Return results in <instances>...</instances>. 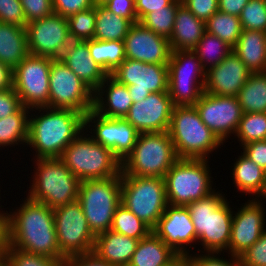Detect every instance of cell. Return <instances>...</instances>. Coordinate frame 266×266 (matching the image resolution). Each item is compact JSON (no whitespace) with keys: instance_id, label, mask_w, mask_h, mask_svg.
I'll return each mask as SVG.
<instances>
[{"instance_id":"obj_1","label":"cell","mask_w":266,"mask_h":266,"mask_svg":"<svg viewBox=\"0 0 266 266\" xmlns=\"http://www.w3.org/2000/svg\"><path fill=\"white\" fill-rule=\"evenodd\" d=\"M23 193L22 203L6 210L8 245L63 261L65 257L59 250L53 208L25 197Z\"/></svg>"},{"instance_id":"obj_2","label":"cell","mask_w":266,"mask_h":266,"mask_svg":"<svg viewBox=\"0 0 266 266\" xmlns=\"http://www.w3.org/2000/svg\"><path fill=\"white\" fill-rule=\"evenodd\" d=\"M83 131L82 113L70 109L32 108L26 150L30 148L31 159L60 158L64 149Z\"/></svg>"},{"instance_id":"obj_3","label":"cell","mask_w":266,"mask_h":266,"mask_svg":"<svg viewBox=\"0 0 266 266\" xmlns=\"http://www.w3.org/2000/svg\"><path fill=\"white\" fill-rule=\"evenodd\" d=\"M222 191L216 189L209 196L186 205L197 236L195 252L228 254L235 205H230L234 202Z\"/></svg>"},{"instance_id":"obj_4","label":"cell","mask_w":266,"mask_h":266,"mask_svg":"<svg viewBox=\"0 0 266 266\" xmlns=\"http://www.w3.org/2000/svg\"><path fill=\"white\" fill-rule=\"evenodd\" d=\"M29 161L33 170L32 174H26L31 176L28 177L31 183H27L25 196L53 209L78 200L81 181L59 158H29Z\"/></svg>"},{"instance_id":"obj_5","label":"cell","mask_w":266,"mask_h":266,"mask_svg":"<svg viewBox=\"0 0 266 266\" xmlns=\"http://www.w3.org/2000/svg\"><path fill=\"white\" fill-rule=\"evenodd\" d=\"M168 133L178 158L212 161L210 154L226 146L203 123L195 106H174Z\"/></svg>"},{"instance_id":"obj_6","label":"cell","mask_w":266,"mask_h":266,"mask_svg":"<svg viewBox=\"0 0 266 266\" xmlns=\"http://www.w3.org/2000/svg\"><path fill=\"white\" fill-rule=\"evenodd\" d=\"M82 182L121 175L122 163L110 149L95 142L85 130L63 151L59 158Z\"/></svg>"},{"instance_id":"obj_7","label":"cell","mask_w":266,"mask_h":266,"mask_svg":"<svg viewBox=\"0 0 266 266\" xmlns=\"http://www.w3.org/2000/svg\"><path fill=\"white\" fill-rule=\"evenodd\" d=\"M209 163L208 159L179 158L164 177L168 204L186 206L220 188L213 182Z\"/></svg>"},{"instance_id":"obj_8","label":"cell","mask_w":266,"mask_h":266,"mask_svg":"<svg viewBox=\"0 0 266 266\" xmlns=\"http://www.w3.org/2000/svg\"><path fill=\"white\" fill-rule=\"evenodd\" d=\"M178 159L168 131L140 133L134 149L122 162L121 175L164 178Z\"/></svg>"},{"instance_id":"obj_9","label":"cell","mask_w":266,"mask_h":266,"mask_svg":"<svg viewBox=\"0 0 266 266\" xmlns=\"http://www.w3.org/2000/svg\"><path fill=\"white\" fill-rule=\"evenodd\" d=\"M78 201L95 236L110 230L116 208L121 204V175L82 181Z\"/></svg>"},{"instance_id":"obj_10","label":"cell","mask_w":266,"mask_h":266,"mask_svg":"<svg viewBox=\"0 0 266 266\" xmlns=\"http://www.w3.org/2000/svg\"><path fill=\"white\" fill-rule=\"evenodd\" d=\"M121 204L153 229L168 206L165 179L121 175Z\"/></svg>"},{"instance_id":"obj_11","label":"cell","mask_w":266,"mask_h":266,"mask_svg":"<svg viewBox=\"0 0 266 266\" xmlns=\"http://www.w3.org/2000/svg\"><path fill=\"white\" fill-rule=\"evenodd\" d=\"M168 92L174 106H194L204 92L206 70L192 50L172 51Z\"/></svg>"},{"instance_id":"obj_12","label":"cell","mask_w":266,"mask_h":266,"mask_svg":"<svg viewBox=\"0 0 266 266\" xmlns=\"http://www.w3.org/2000/svg\"><path fill=\"white\" fill-rule=\"evenodd\" d=\"M60 253L65 257L93 252L96 236L76 200L53 209Z\"/></svg>"},{"instance_id":"obj_13","label":"cell","mask_w":266,"mask_h":266,"mask_svg":"<svg viewBox=\"0 0 266 266\" xmlns=\"http://www.w3.org/2000/svg\"><path fill=\"white\" fill-rule=\"evenodd\" d=\"M49 80V108L70 109L84 115L93 109L94 91L61 59L52 60Z\"/></svg>"},{"instance_id":"obj_14","label":"cell","mask_w":266,"mask_h":266,"mask_svg":"<svg viewBox=\"0 0 266 266\" xmlns=\"http://www.w3.org/2000/svg\"><path fill=\"white\" fill-rule=\"evenodd\" d=\"M52 58L28 54L13 69V88L29 109L49 108L50 67Z\"/></svg>"},{"instance_id":"obj_15","label":"cell","mask_w":266,"mask_h":266,"mask_svg":"<svg viewBox=\"0 0 266 266\" xmlns=\"http://www.w3.org/2000/svg\"><path fill=\"white\" fill-rule=\"evenodd\" d=\"M110 76L127 85L133 103L144 100L150 93L168 92V64L125 59Z\"/></svg>"},{"instance_id":"obj_16","label":"cell","mask_w":266,"mask_h":266,"mask_svg":"<svg viewBox=\"0 0 266 266\" xmlns=\"http://www.w3.org/2000/svg\"><path fill=\"white\" fill-rule=\"evenodd\" d=\"M84 130L121 161L132 152L139 132L125 118H108L93 109L84 115ZM90 130V131H89Z\"/></svg>"},{"instance_id":"obj_17","label":"cell","mask_w":266,"mask_h":266,"mask_svg":"<svg viewBox=\"0 0 266 266\" xmlns=\"http://www.w3.org/2000/svg\"><path fill=\"white\" fill-rule=\"evenodd\" d=\"M28 52L34 56L60 59L71 43L66 17L52 13L26 25Z\"/></svg>"},{"instance_id":"obj_18","label":"cell","mask_w":266,"mask_h":266,"mask_svg":"<svg viewBox=\"0 0 266 266\" xmlns=\"http://www.w3.org/2000/svg\"><path fill=\"white\" fill-rule=\"evenodd\" d=\"M194 106L203 123L224 144L233 139L243 115L237 97L203 92Z\"/></svg>"},{"instance_id":"obj_19","label":"cell","mask_w":266,"mask_h":266,"mask_svg":"<svg viewBox=\"0 0 266 266\" xmlns=\"http://www.w3.org/2000/svg\"><path fill=\"white\" fill-rule=\"evenodd\" d=\"M265 202L266 199L248 198L247 202L239 204L241 206L234 207L228 246L229 255L235 257L242 255L266 230Z\"/></svg>"},{"instance_id":"obj_20","label":"cell","mask_w":266,"mask_h":266,"mask_svg":"<svg viewBox=\"0 0 266 266\" xmlns=\"http://www.w3.org/2000/svg\"><path fill=\"white\" fill-rule=\"evenodd\" d=\"M152 232L178 255L196 249V231L186 206L168 204Z\"/></svg>"},{"instance_id":"obj_21","label":"cell","mask_w":266,"mask_h":266,"mask_svg":"<svg viewBox=\"0 0 266 266\" xmlns=\"http://www.w3.org/2000/svg\"><path fill=\"white\" fill-rule=\"evenodd\" d=\"M174 104L169 92L150 93L133 103L124 117L139 133L168 131Z\"/></svg>"},{"instance_id":"obj_22","label":"cell","mask_w":266,"mask_h":266,"mask_svg":"<svg viewBox=\"0 0 266 266\" xmlns=\"http://www.w3.org/2000/svg\"><path fill=\"white\" fill-rule=\"evenodd\" d=\"M126 59L149 64H168L172 49L169 39L144 27L132 24L124 39Z\"/></svg>"},{"instance_id":"obj_23","label":"cell","mask_w":266,"mask_h":266,"mask_svg":"<svg viewBox=\"0 0 266 266\" xmlns=\"http://www.w3.org/2000/svg\"><path fill=\"white\" fill-rule=\"evenodd\" d=\"M251 73L232 51L222 62L206 71L204 92L237 97Z\"/></svg>"},{"instance_id":"obj_24","label":"cell","mask_w":266,"mask_h":266,"mask_svg":"<svg viewBox=\"0 0 266 266\" xmlns=\"http://www.w3.org/2000/svg\"><path fill=\"white\" fill-rule=\"evenodd\" d=\"M60 59L93 91H95L108 76V74L92 59L88 48V40H72L64 49Z\"/></svg>"},{"instance_id":"obj_25","label":"cell","mask_w":266,"mask_h":266,"mask_svg":"<svg viewBox=\"0 0 266 266\" xmlns=\"http://www.w3.org/2000/svg\"><path fill=\"white\" fill-rule=\"evenodd\" d=\"M132 105L127 85L110 75L94 91L93 110L104 117L124 118Z\"/></svg>"},{"instance_id":"obj_26","label":"cell","mask_w":266,"mask_h":266,"mask_svg":"<svg viewBox=\"0 0 266 266\" xmlns=\"http://www.w3.org/2000/svg\"><path fill=\"white\" fill-rule=\"evenodd\" d=\"M240 152L231 163L233 166H229V177L236 187L235 192L240 191L239 194H244L243 197L248 195L250 199H266V171Z\"/></svg>"},{"instance_id":"obj_27","label":"cell","mask_w":266,"mask_h":266,"mask_svg":"<svg viewBox=\"0 0 266 266\" xmlns=\"http://www.w3.org/2000/svg\"><path fill=\"white\" fill-rule=\"evenodd\" d=\"M138 239L108 230L95 238L93 252L113 266H128Z\"/></svg>"},{"instance_id":"obj_28","label":"cell","mask_w":266,"mask_h":266,"mask_svg":"<svg viewBox=\"0 0 266 266\" xmlns=\"http://www.w3.org/2000/svg\"><path fill=\"white\" fill-rule=\"evenodd\" d=\"M205 32V22L181 4L177 9L174 29L169 38L172 51L193 50Z\"/></svg>"},{"instance_id":"obj_29","label":"cell","mask_w":266,"mask_h":266,"mask_svg":"<svg viewBox=\"0 0 266 266\" xmlns=\"http://www.w3.org/2000/svg\"><path fill=\"white\" fill-rule=\"evenodd\" d=\"M233 53L252 73L266 72V32L243 29Z\"/></svg>"},{"instance_id":"obj_30","label":"cell","mask_w":266,"mask_h":266,"mask_svg":"<svg viewBox=\"0 0 266 266\" xmlns=\"http://www.w3.org/2000/svg\"><path fill=\"white\" fill-rule=\"evenodd\" d=\"M28 54L26 28L0 22V62L13 70Z\"/></svg>"},{"instance_id":"obj_31","label":"cell","mask_w":266,"mask_h":266,"mask_svg":"<svg viewBox=\"0 0 266 266\" xmlns=\"http://www.w3.org/2000/svg\"><path fill=\"white\" fill-rule=\"evenodd\" d=\"M177 256V253L151 232L138 241L128 266H167Z\"/></svg>"},{"instance_id":"obj_32","label":"cell","mask_w":266,"mask_h":266,"mask_svg":"<svg viewBox=\"0 0 266 266\" xmlns=\"http://www.w3.org/2000/svg\"><path fill=\"white\" fill-rule=\"evenodd\" d=\"M29 108L22 107L17 113L0 119V149H7L9 153L13 151L12 147L19 150H25L28 141L29 128ZM18 146V148H17ZM8 147V148H7ZM24 147V148H23Z\"/></svg>"},{"instance_id":"obj_33","label":"cell","mask_w":266,"mask_h":266,"mask_svg":"<svg viewBox=\"0 0 266 266\" xmlns=\"http://www.w3.org/2000/svg\"><path fill=\"white\" fill-rule=\"evenodd\" d=\"M237 98L243 113H266V72L251 73Z\"/></svg>"},{"instance_id":"obj_34","label":"cell","mask_w":266,"mask_h":266,"mask_svg":"<svg viewBox=\"0 0 266 266\" xmlns=\"http://www.w3.org/2000/svg\"><path fill=\"white\" fill-rule=\"evenodd\" d=\"M132 23L103 5H96V28L94 39L100 41H124Z\"/></svg>"},{"instance_id":"obj_35","label":"cell","mask_w":266,"mask_h":266,"mask_svg":"<svg viewBox=\"0 0 266 266\" xmlns=\"http://www.w3.org/2000/svg\"><path fill=\"white\" fill-rule=\"evenodd\" d=\"M88 48L92 59L108 75H110L125 59L124 41L88 40Z\"/></svg>"},{"instance_id":"obj_36","label":"cell","mask_w":266,"mask_h":266,"mask_svg":"<svg viewBox=\"0 0 266 266\" xmlns=\"http://www.w3.org/2000/svg\"><path fill=\"white\" fill-rule=\"evenodd\" d=\"M192 51L197 55L203 68L207 71L222 62L233 51V48L219 37L205 32Z\"/></svg>"},{"instance_id":"obj_37","label":"cell","mask_w":266,"mask_h":266,"mask_svg":"<svg viewBox=\"0 0 266 266\" xmlns=\"http://www.w3.org/2000/svg\"><path fill=\"white\" fill-rule=\"evenodd\" d=\"M205 28L207 33L219 37L232 48L243 30L239 17L220 11L215 12L205 22Z\"/></svg>"},{"instance_id":"obj_38","label":"cell","mask_w":266,"mask_h":266,"mask_svg":"<svg viewBox=\"0 0 266 266\" xmlns=\"http://www.w3.org/2000/svg\"><path fill=\"white\" fill-rule=\"evenodd\" d=\"M110 230L138 240L147 237L152 232L148 225L122 204L116 208Z\"/></svg>"},{"instance_id":"obj_39","label":"cell","mask_w":266,"mask_h":266,"mask_svg":"<svg viewBox=\"0 0 266 266\" xmlns=\"http://www.w3.org/2000/svg\"><path fill=\"white\" fill-rule=\"evenodd\" d=\"M181 0H176L171 6H165L146 14L139 22L146 28L169 39L174 29V22Z\"/></svg>"},{"instance_id":"obj_40","label":"cell","mask_w":266,"mask_h":266,"mask_svg":"<svg viewBox=\"0 0 266 266\" xmlns=\"http://www.w3.org/2000/svg\"><path fill=\"white\" fill-rule=\"evenodd\" d=\"M233 138L240 148L253 141L266 140V113H243Z\"/></svg>"},{"instance_id":"obj_41","label":"cell","mask_w":266,"mask_h":266,"mask_svg":"<svg viewBox=\"0 0 266 266\" xmlns=\"http://www.w3.org/2000/svg\"><path fill=\"white\" fill-rule=\"evenodd\" d=\"M67 21L72 40L86 41L94 39L96 28V4L90 9L68 16Z\"/></svg>"},{"instance_id":"obj_42","label":"cell","mask_w":266,"mask_h":266,"mask_svg":"<svg viewBox=\"0 0 266 266\" xmlns=\"http://www.w3.org/2000/svg\"><path fill=\"white\" fill-rule=\"evenodd\" d=\"M239 20L242 29L266 32V0H249Z\"/></svg>"},{"instance_id":"obj_43","label":"cell","mask_w":266,"mask_h":266,"mask_svg":"<svg viewBox=\"0 0 266 266\" xmlns=\"http://www.w3.org/2000/svg\"><path fill=\"white\" fill-rule=\"evenodd\" d=\"M10 266H63V261L22 251L7 244L4 251Z\"/></svg>"},{"instance_id":"obj_44","label":"cell","mask_w":266,"mask_h":266,"mask_svg":"<svg viewBox=\"0 0 266 266\" xmlns=\"http://www.w3.org/2000/svg\"><path fill=\"white\" fill-rule=\"evenodd\" d=\"M189 257L192 266H241L239 257L231 256L227 253L193 252Z\"/></svg>"},{"instance_id":"obj_45","label":"cell","mask_w":266,"mask_h":266,"mask_svg":"<svg viewBox=\"0 0 266 266\" xmlns=\"http://www.w3.org/2000/svg\"><path fill=\"white\" fill-rule=\"evenodd\" d=\"M0 22L26 27V18L20 0H0Z\"/></svg>"},{"instance_id":"obj_46","label":"cell","mask_w":266,"mask_h":266,"mask_svg":"<svg viewBox=\"0 0 266 266\" xmlns=\"http://www.w3.org/2000/svg\"><path fill=\"white\" fill-rule=\"evenodd\" d=\"M241 266H266V230L239 256Z\"/></svg>"},{"instance_id":"obj_47","label":"cell","mask_w":266,"mask_h":266,"mask_svg":"<svg viewBox=\"0 0 266 266\" xmlns=\"http://www.w3.org/2000/svg\"><path fill=\"white\" fill-rule=\"evenodd\" d=\"M28 23L40 20L54 13L53 0H20Z\"/></svg>"},{"instance_id":"obj_48","label":"cell","mask_w":266,"mask_h":266,"mask_svg":"<svg viewBox=\"0 0 266 266\" xmlns=\"http://www.w3.org/2000/svg\"><path fill=\"white\" fill-rule=\"evenodd\" d=\"M182 4L199 20L206 22L218 11V0H181Z\"/></svg>"},{"instance_id":"obj_49","label":"cell","mask_w":266,"mask_h":266,"mask_svg":"<svg viewBox=\"0 0 266 266\" xmlns=\"http://www.w3.org/2000/svg\"><path fill=\"white\" fill-rule=\"evenodd\" d=\"M95 6L94 0H53L54 13L68 17Z\"/></svg>"},{"instance_id":"obj_50","label":"cell","mask_w":266,"mask_h":266,"mask_svg":"<svg viewBox=\"0 0 266 266\" xmlns=\"http://www.w3.org/2000/svg\"><path fill=\"white\" fill-rule=\"evenodd\" d=\"M103 6L111 13L129 20L132 24L139 22L135 10V0H110Z\"/></svg>"},{"instance_id":"obj_51","label":"cell","mask_w":266,"mask_h":266,"mask_svg":"<svg viewBox=\"0 0 266 266\" xmlns=\"http://www.w3.org/2000/svg\"><path fill=\"white\" fill-rule=\"evenodd\" d=\"M23 107L14 88L0 91V119L17 113Z\"/></svg>"},{"instance_id":"obj_52","label":"cell","mask_w":266,"mask_h":266,"mask_svg":"<svg viewBox=\"0 0 266 266\" xmlns=\"http://www.w3.org/2000/svg\"><path fill=\"white\" fill-rule=\"evenodd\" d=\"M241 151L256 165L266 171V140L253 141L243 145Z\"/></svg>"},{"instance_id":"obj_53","label":"cell","mask_w":266,"mask_h":266,"mask_svg":"<svg viewBox=\"0 0 266 266\" xmlns=\"http://www.w3.org/2000/svg\"><path fill=\"white\" fill-rule=\"evenodd\" d=\"M63 266H113L100 259L94 252L67 257L63 260Z\"/></svg>"},{"instance_id":"obj_54","label":"cell","mask_w":266,"mask_h":266,"mask_svg":"<svg viewBox=\"0 0 266 266\" xmlns=\"http://www.w3.org/2000/svg\"><path fill=\"white\" fill-rule=\"evenodd\" d=\"M176 0H135V10L138 21L146 14L158 9H163L165 6H171Z\"/></svg>"},{"instance_id":"obj_55","label":"cell","mask_w":266,"mask_h":266,"mask_svg":"<svg viewBox=\"0 0 266 266\" xmlns=\"http://www.w3.org/2000/svg\"><path fill=\"white\" fill-rule=\"evenodd\" d=\"M218 11L239 17L249 0H218Z\"/></svg>"},{"instance_id":"obj_56","label":"cell","mask_w":266,"mask_h":266,"mask_svg":"<svg viewBox=\"0 0 266 266\" xmlns=\"http://www.w3.org/2000/svg\"><path fill=\"white\" fill-rule=\"evenodd\" d=\"M1 189H0V254H3L5 249L7 248V212L5 211L4 205L1 204L4 203V199L2 201L1 196ZM3 207V208H2ZM4 209V210H3Z\"/></svg>"},{"instance_id":"obj_57","label":"cell","mask_w":266,"mask_h":266,"mask_svg":"<svg viewBox=\"0 0 266 266\" xmlns=\"http://www.w3.org/2000/svg\"><path fill=\"white\" fill-rule=\"evenodd\" d=\"M13 87V70L0 62V91Z\"/></svg>"},{"instance_id":"obj_58","label":"cell","mask_w":266,"mask_h":266,"mask_svg":"<svg viewBox=\"0 0 266 266\" xmlns=\"http://www.w3.org/2000/svg\"><path fill=\"white\" fill-rule=\"evenodd\" d=\"M167 266H192L189 255H178Z\"/></svg>"},{"instance_id":"obj_59","label":"cell","mask_w":266,"mask_h":266,"mask_svg":"<svg viewBox=\"0 0 266 266\" xmlns=\"http://www.w3.org/2000/svg\"><path fill=\"white\" fill-rule=\"evenodd\" d=\"M0 266H10V263L4 253L0 254Z\"/></svg>"},{"instance_id":"obj_60","label":"cell","mask_w":266,"mask_h":266,"mask_svg":"<svg viewBox=\"0 0 266 266\" xmlns=\"http://www.w3.org/2000/svg\"><path fill=\"white\" fill-rule=\"evenodd\" d=\"M108 1H110V0H94L96 5H104Z\"/></svg>"}]
</instances>
